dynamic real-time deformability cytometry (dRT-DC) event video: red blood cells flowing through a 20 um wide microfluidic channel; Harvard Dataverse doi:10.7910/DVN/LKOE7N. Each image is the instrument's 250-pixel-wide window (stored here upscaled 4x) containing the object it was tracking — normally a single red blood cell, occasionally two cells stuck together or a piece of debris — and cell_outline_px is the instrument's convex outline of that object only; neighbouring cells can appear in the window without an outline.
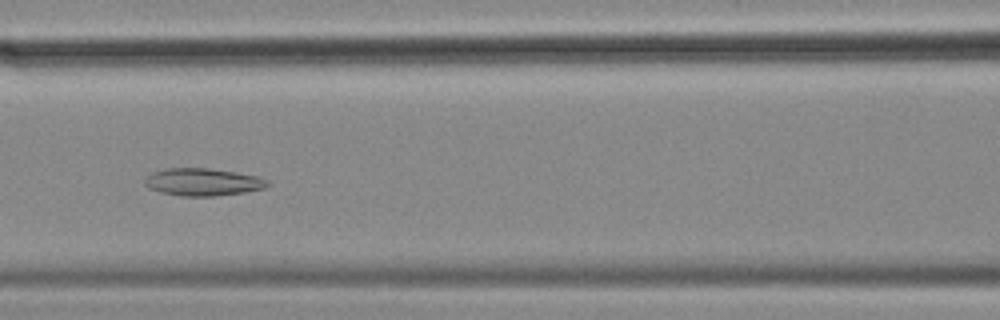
{"species": "common noctule bat (a hibernating species)", "species_latin": "Nyctalus noctula", "temperature_condition": "cold", "stored_images_in_passage": 57, "camera_frame_rate_fps": 3000, "um_per_image_px": 0.085, "animal": {"sex": "female", "body_mass_g": 18.4}, "frame": {"image": 1, "passage_image": 25, "time_ms": 8.0, "image_size_px": [1000, 320], "cell_outline_px": [[268, 184], [264, 188], [244, 192], [216, 196], [180, 196], [160, 192], [148, 188], [144, 184], [144, 180], [152, 172], [168, 168], [208, 168], [256, 176], [264, 180]], "centroid_in_image_um": [17.16, 15.48], "position_along_channel_um": 149.4, "area_um2": 19.36}}
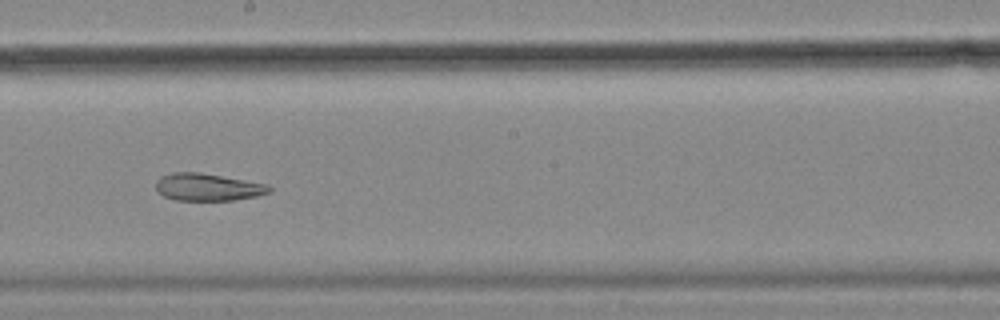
{"frame": {"image": 2, "passage_image": 32, "time_ms": 10.333, "image_size_px": [1000, 320], "cell_outline_px": [[272, 192], [256, 196], [236, 200], [176, 200], [164, 196], [156, 192], [156, 180], [160, 176], [176, 172], [200, 172], [268, 184], [272, 188]], "centroid_in_image_um": [17.66, 15.9], "position_along_channel_um": 230.5, "area_um2": 18.21}}
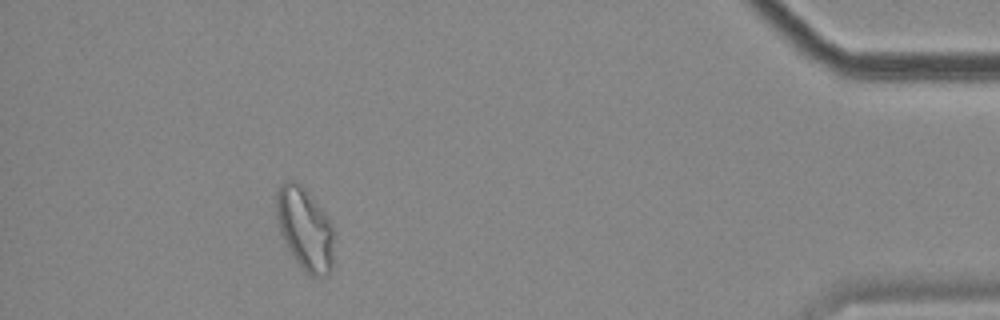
{"frame": {"image": 3, "passage_image": 52, "time_ms": 17.0, "image_size_px": [1000, 320], "cell_outline_px": [[332, 268], [328, 276], [312, 276], [292, 256], [280, 232], [276, 216], [276, 192], [280, 184], [284, 180], [296, 180], [308, 192], [328, 216], [332, 224]], "centroid_in_image_um": [25.9, 19.4], "position_along_channel_um": 409.3, "area_um2": 27.57}, "authors_computed_cell_mechanics": {"area_um2": 25.3742, "velocity_mm_per_s": 3.5047, "shape_relaxation_time_tau1_ms": null, "shape_relaxation_time_tau2_ms": 3.7351, "deformation_change_tau1": null, "deformation_change_tau2": 0.0965}}